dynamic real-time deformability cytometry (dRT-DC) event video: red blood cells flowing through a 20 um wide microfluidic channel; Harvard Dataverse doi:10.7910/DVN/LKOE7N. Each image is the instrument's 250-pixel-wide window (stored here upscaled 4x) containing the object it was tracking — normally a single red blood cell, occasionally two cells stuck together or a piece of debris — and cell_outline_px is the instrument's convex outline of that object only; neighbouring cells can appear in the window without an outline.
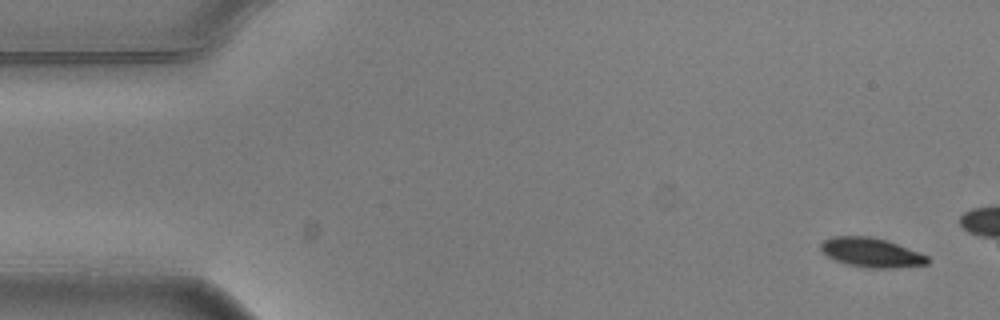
{"species": "common noctule bat (a hibernating species)", "species_latin": "Nyctalus noctula", "temperature_condition": "warm", "stored_images_in_passage": 11, "camera_frame_rate_fps": 3000, "um_per_image_px": 0.085, "animal": {"sex": "male", "body_mass_g": 20.5, "forearm_length_mm": 52.5}, "frame": {"image": 1, "passage_image": 1, "time_ms": 0.0, "image_size_px": [1000, 320], "cell_outline_px": [[928, 264], [892, 268], [868, 268], [844, 264], [828, 256], [820, 248], [820, 244], [824, 240], [832, 236], [868, 236], [888, 240], [928, 256]], "centroid_in_image_um": [74.05, 21.46], "position_along_channel_um": 11.0, "area_um2": 18.21}}
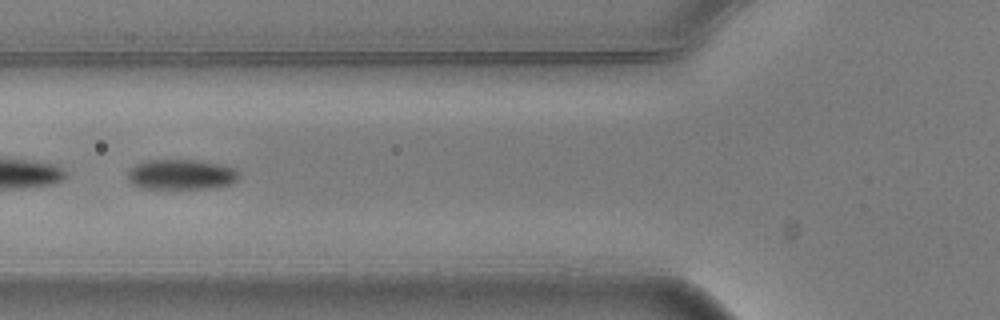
{"frame": {"image": 2, "passage_image": 7, "time_ms": 2.0, "image_size_px": [1000, 320], "cell_outline_px": [[240, 176], [232, 184], [216, 188], [140, 188], [132, 184], [128, 180], [128, 168], [144, 160], [196, 160], [220, 164], [232, 168], [240, 172]], "centroid_in_image_um": [15.39, 14.83], "position_along_channel_um": 110.4, "area_um2": 19.77}}
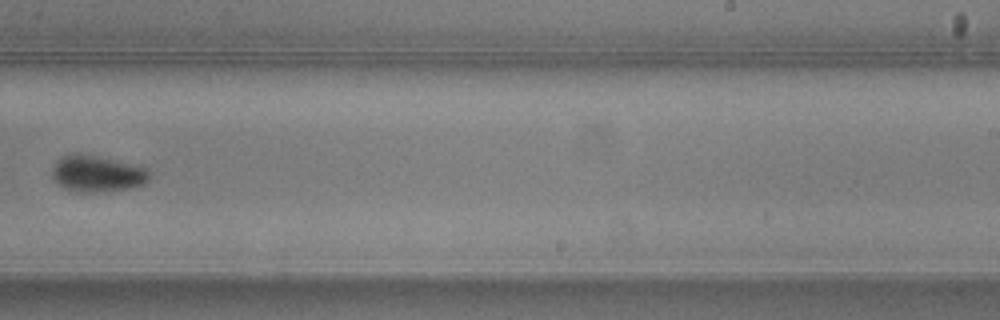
{"frame": {"image": 3, "passage_image": 11, "time_ms": 3.333, "image_size_px": [1000, 320], "cell_outline_px": [[148, 180], [144, 184], [128, 188], [100, 192], [76, 192], [64, 188], [52, 176], [52, 164], [64, 156], [72, 152], [76, 152], [144, 168], [148, 172]], "centroid_in_image_um": [8.17, 14.78], "position_along_channel_um": 280.8, "area_um2": 20.06}}